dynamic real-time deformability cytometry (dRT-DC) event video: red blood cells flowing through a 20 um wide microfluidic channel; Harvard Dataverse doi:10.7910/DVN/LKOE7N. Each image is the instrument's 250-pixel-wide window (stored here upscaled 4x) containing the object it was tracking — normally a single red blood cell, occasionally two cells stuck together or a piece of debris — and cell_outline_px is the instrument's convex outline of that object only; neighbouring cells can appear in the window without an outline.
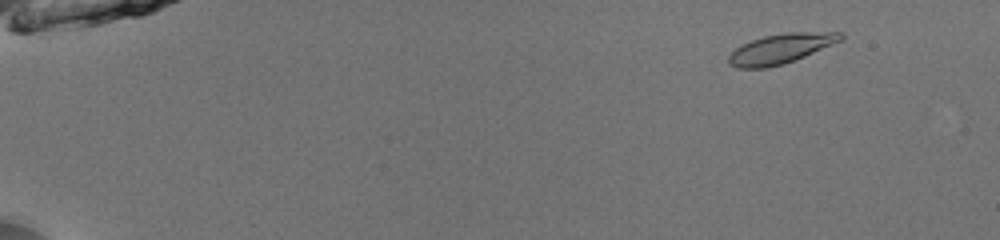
{"species": "common noctule bat (a hibernating species)", "species_latin": "Nyctalus noctula", "temperature_condition": "room temperature", "stored_images_in_passage": 50, "camera_frame_rate_fps": 3000, "um_per_image_px": 0.085, "animal": {"sex": "male", "body_mass_g": 13.0, "forearm_length_mm": 53.1}, "frame": {"image": 1, "passage_image": 4, "time_ms": 1.0, "image_size_px": [1000, 240], "cell_outline_px": [[844, 40], [784, 64], [768, 68], [736, 68], [728, 64], [728, 56], [736, 48], [752, 40], [764, 36], [788, 32], [840, 32], [844, 36]], "centroid_in_image_um": [66.37, 4.14], "position_along_channel_um": 18.6, "area_um2": 19.42}}
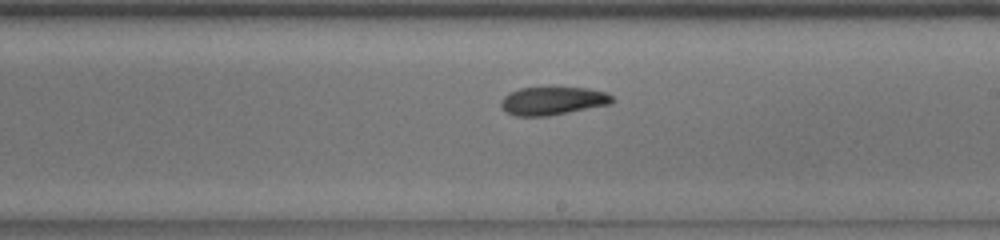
{"frame": {"image": 2, "passage_image": 31, "time_ms": 10.0, "image_size_px": [1000, 240], "cell_outline_px": [[616, 100], [608, 104], [548, 116], [516, 116], [508, 112], [500, 104], [500, 100], [508, 92], [520, 88], [588, 88], [604, 92], [612, 96]], "centroid_in_image_um": [46.95, 8.57], "position_along_channel_um": 242.0, "area_um2": 17.98}}
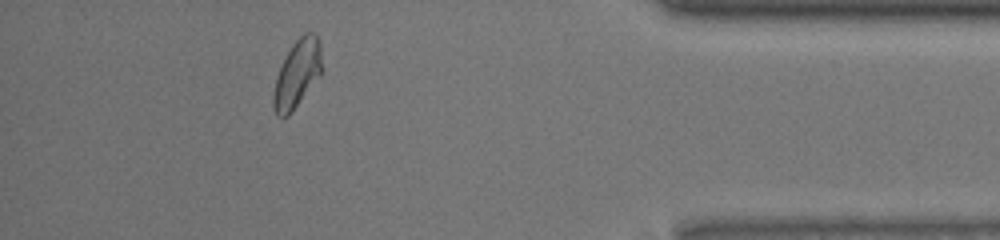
{"frame": {"image": 3, "passage_image": 46, "time_ms": 15.0, "image_size_px": [1000, 240], "cell_outline_px": [[320, 76], [292, 112], [288, 116], [276, 116], [272, 104], [272, 96], [276, 76], [292, 44], [304, 32], [316, 32], [320, 44]], "centroid_in_image_um": [25.24, 6.29], "position_along_channel_um": 410.0, "area_um2": 18.96}, "authors_computed_cell_mechanics": {"area_um2": 18.7272, "velocity_mm_per_s": 3.9945, "shape_relaxation_time_tau1_ms": 4.5137, "shape_relaxation_time_tau2_ms": 3.487, "deformation_change_tau1": 0.1601, "deformation_change_tau2": 0.0414}}